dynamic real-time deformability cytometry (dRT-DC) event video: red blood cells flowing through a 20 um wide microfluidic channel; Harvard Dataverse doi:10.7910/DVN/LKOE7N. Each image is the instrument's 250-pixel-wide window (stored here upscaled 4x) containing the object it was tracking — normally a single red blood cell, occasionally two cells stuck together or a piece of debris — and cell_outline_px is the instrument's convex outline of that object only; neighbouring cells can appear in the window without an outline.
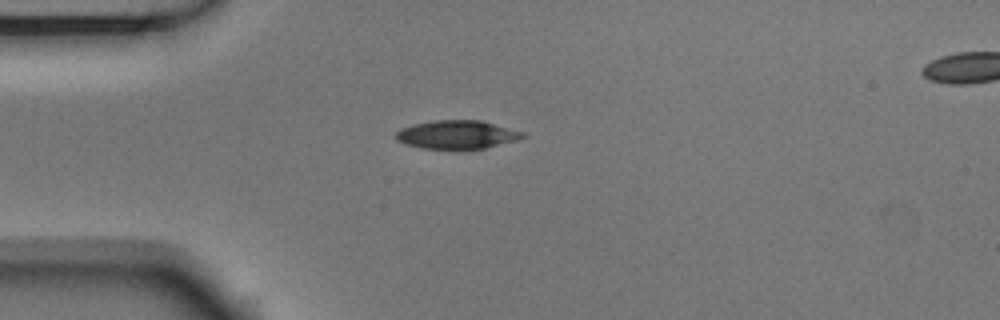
{"species": "Egyptian fruit bat (a non-hibernating species)", "species_latin": "Rousettus aegyptiacus", "temperature_condition": "room temperature", "stored_images_in_passage": 41, "camera_frame_rate_fps": 3000, "um_per_image_px": 0.085, "animal": {"sex": "male"}, "frame": {"image": 1, "passage_image": 1, "time_ms": 0.0, "image_size_px": [1000, 320], "cell_outline_px": [[528, 136], [516, 140], [484, 148], [460, 152], [420, 148], [404, 144], [396, 140], [392, 136], [400, 128], [412, 124], [436, 120], [480, 120], [528, 132]], "centroid_in_image_um": [38.83, 11.48], "position_along_channel_um": 46.2, "area_um2": 22.14}}
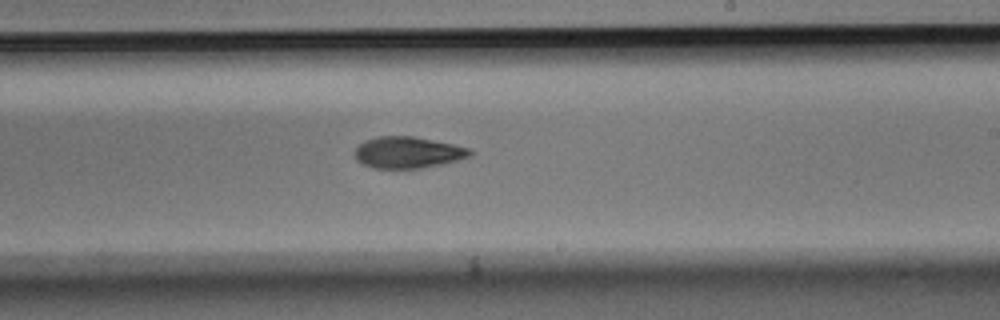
{"frame": {"image": 2, "passage_image": 19, "time_ms": 6.0, "image_size_px": [1000, 320], "cell_outline_px": [[476, 152], [468, 156], [456, 160], [440, 164], [420, 168], [372, 168], [356, 160], [356, 148], [364, 140], [380, 136], [412, 136], [452, 144], [468, 148]], "centroid_in_image_um": [34.65, 12.95], "position_along_channel_um": 254.4, "area_um2": 20.81}}
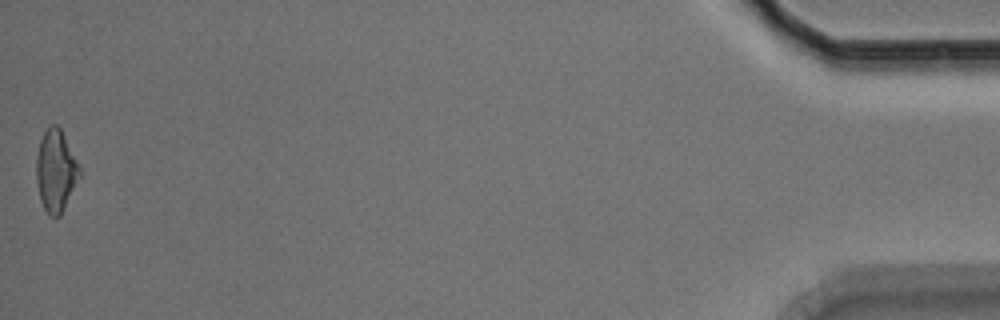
{"frame": {"image": 3, "passage_image": 41, "time_ms": 13.333, "image_size_px": [1000, 320], "cell_outline_px": [[80, 176], [60, 216], [48, 216], [40, 200], [36, 180], [36, 156], [40, 140], [48, 124], [56, 124], [60, 128], [80, 168]], "centroid_in_image_um": [4.71, 14.51], "position_along_channel_um": 430.5, "area_um2": 20.46}, "authors_computed_cell_mechanics": {"area_um2": 21.3282, "velocity_mm_per_s": 3.7114, "shape_relaxation_time_tau1_ms": 4.0325, "shape_relaxation_time_tau2_ms": null, "deformation_change_tau1": 0.1303, "deformation_change_tau2": null}}